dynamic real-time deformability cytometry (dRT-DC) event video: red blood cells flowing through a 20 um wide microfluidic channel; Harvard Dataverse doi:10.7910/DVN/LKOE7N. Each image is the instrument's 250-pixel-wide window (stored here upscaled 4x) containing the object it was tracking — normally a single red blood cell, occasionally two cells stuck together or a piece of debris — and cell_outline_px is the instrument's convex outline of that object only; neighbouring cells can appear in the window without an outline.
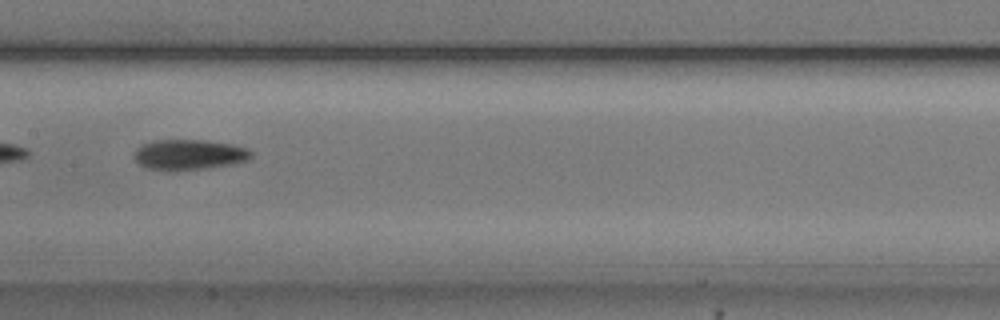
{"species": "common noctule bat (a hibernating species)", "species_latin": "Nyctalus noctula", "temperature_condition": "cold", "stored_images_in_passage": 16, "camera_frame_rate_fps": 3000, "um_per_image_px": 0.085, "animal": {"sex": "male", "body_mass_g": 20.5, "forearm_length_mm": 52.5}, "frame": {"image": 1, "passage_image": 10, "time_ms": 3.0, "image_size_px": [1000, 320], "cell_outline_px": [[252, 156], [248, 160], [236, 164], [172, 172], [168, 172], [144, 168], [132, 156], [136, 148], [140, 144], [152, 140], [204, 140], [232, 144], [248, 148], [252, 152]], "centroid_in_image_um": [16.03, 13.16], "position_along_channel_um": 191.4, "area_um2": 21.33}}